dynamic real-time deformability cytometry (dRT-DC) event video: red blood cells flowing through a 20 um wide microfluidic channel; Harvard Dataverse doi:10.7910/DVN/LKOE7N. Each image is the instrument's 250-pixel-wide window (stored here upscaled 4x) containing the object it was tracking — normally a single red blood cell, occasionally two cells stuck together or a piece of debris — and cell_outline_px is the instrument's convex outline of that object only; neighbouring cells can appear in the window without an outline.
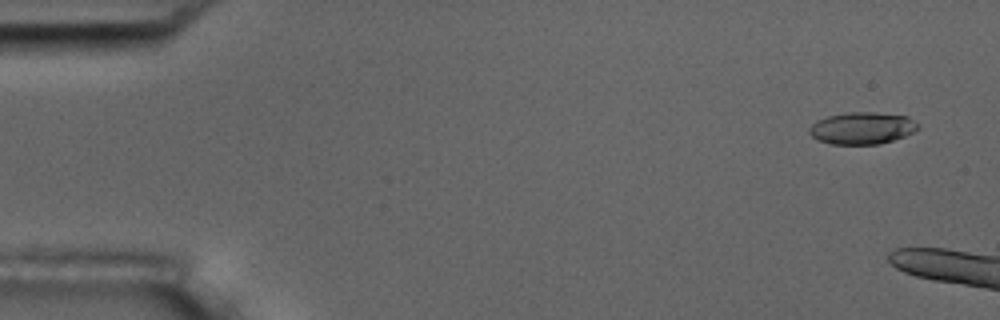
{"species": "common noctule bat (a hibernating species)", "species_latin": "Nyctalus noctula", "temperature_condition": "room temperature", "stored_images_in_passage": 3, "camera_frame_rate_fps": 3000, "um_per_image_px": 0.085, "animal": {"sex": "male", "body_mass_g": 17.5, "forearm_length_mm": 52.3}, "frame": {"image": 1, "passage_image": 1, "time_ms": 0.0, "image_size_px": [1000, 320], "cell_outline_px": [[920, 128], [904, 136], [880, 144], [832, 144], [816, 140], [808, 132], [808, 128], [816, 120], [828, 116], [848, 112], [876, 112], [908, 116], [920, 124]], "centroid_in_image_um": [73.28, 10.88], "position_along_channel_um": 11.7, "area_um2": 20.46}}